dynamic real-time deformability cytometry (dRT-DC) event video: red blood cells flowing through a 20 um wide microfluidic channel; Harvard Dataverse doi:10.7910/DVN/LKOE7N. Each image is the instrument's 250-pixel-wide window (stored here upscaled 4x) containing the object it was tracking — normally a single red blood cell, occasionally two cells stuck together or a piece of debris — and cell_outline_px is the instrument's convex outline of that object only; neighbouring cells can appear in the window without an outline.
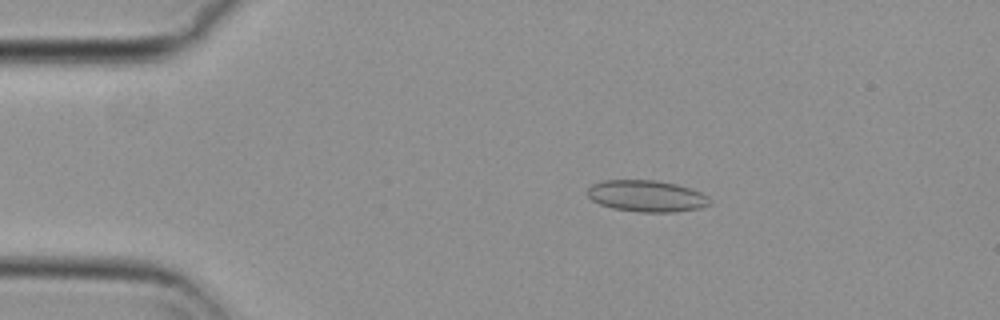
{"species": "common noctule bat (a hibernating species)", "species_latin": "Nyctalus noctula", "temperature_condition": "cold", "stored_images_in_passage": 26, "camera_frame_rate_fps": 3000, "um_per_image_px": 0.085, "animal": {"sex": "female", "body_mass_g": 29.2, "forearm_length_mm": 56.3}, "frame": {"image": 1, "passage_image": 11, "time_ms": 3.333, "image_size_px": [1000, 320], "cell_outline_px": [[712, 204], [700, 208], [676, 212], [640, 212], [612, 208], [600, 204], [592, 200], [588, 196], [588, 188], [592, 184], [600, 180], [656, 180], [676, 184], [700, 192], [708, 196], [712, 200]], "centroid_in_image_um": [54.98, 16.66], "position_along_channel_um": 30.0, "area_um2": 22.6}}